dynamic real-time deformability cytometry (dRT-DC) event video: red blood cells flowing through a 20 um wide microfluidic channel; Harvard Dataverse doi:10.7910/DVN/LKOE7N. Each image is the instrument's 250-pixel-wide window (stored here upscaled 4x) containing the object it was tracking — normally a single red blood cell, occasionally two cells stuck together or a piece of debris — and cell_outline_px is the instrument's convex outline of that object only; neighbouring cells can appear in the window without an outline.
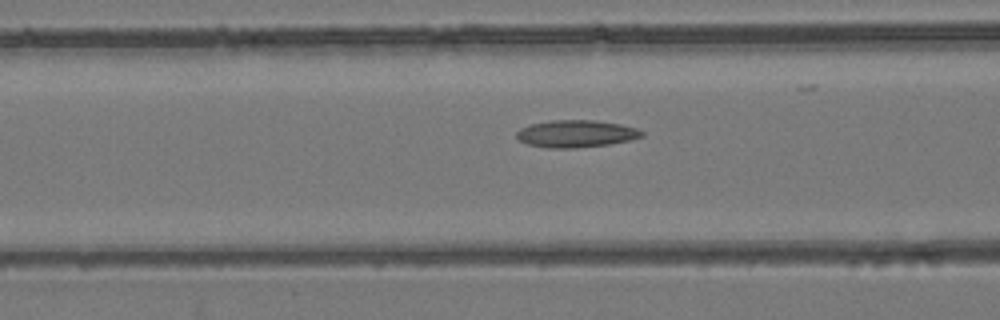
{"species": "common noctule bat (a hibernating species)", "species_latin": "Nyctalus noctula", "temperature_condition": "room temperature", "stored_images_in_passage": 44, "camera_frame_rate_fps": 3000, "um_per_image_px": 0.085, "animal": {"sex": "female", "body_mass_g": 24.6, "forearm_length_mm": 56.2}, "frame": {"image": 1, "passage_image": 22, "time_ms": 7.0, "image_size_px": [1000, 320], "cell_outline_px": [[644, 136], [628, 140], [608, 144], [576, 148], [548, 148], [528, 144], [520, 140], [516, 136], [516, 132], [520, 128], [532, 124], [552, 120], [596, 120], [620, 124], [636, 128], [644, 132]], "centroid_in_image_um": [48.96, 11.36], "position_along_channel_um": 117.6, "area_um2": 19.77}}
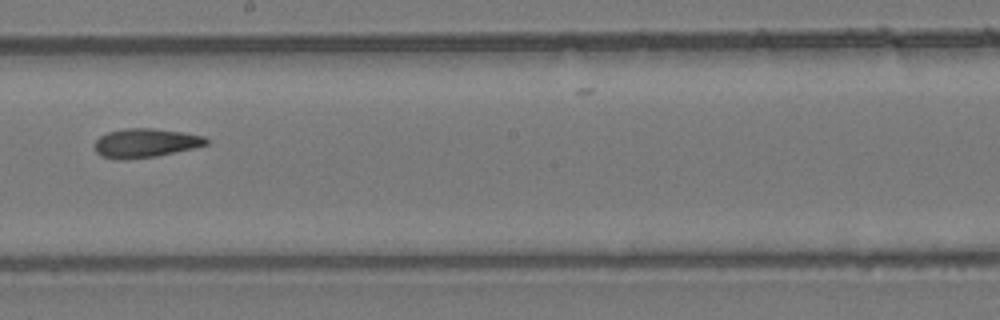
{"frame": {"image": 2, "passage_image": 31, "time_ms": 10.0, "image_size_px": [1000, 320], "cell_outline_px": [[208, 144], [192, 148], [156, 156], [120, 160], [100, 156], [96, 152], [96, 140], [100, 136], [108, 132], [124, 128], [152, 128], [180, 132], [204, 136], [208, 140]], "centroid_in_image_um": [12.33, 12.15], "position_along_channel_um": 235.9, "area_um2": 18.61}}
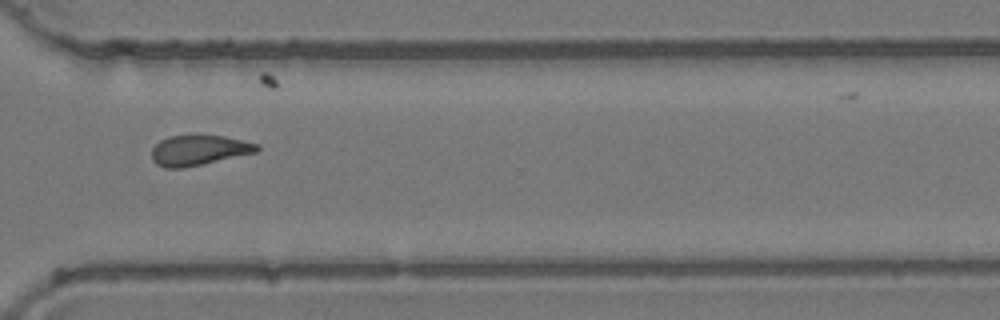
{"frame": {"image": 3, "passage_image": 40, "time_ms": 13.0, "image_size_px": [1000, 320], "cell_outline_px": [[260, 148], [256, 152], [184, 168], [164, 168], [156, 164], [152, 160], [152, 148], [160, 140], [168, 136], [224, 136], [260, 144]], "centroid_in_image_um": [16.88, 12.78], "position_along_channel_um": 353.7, "area_um2": 18.38}}